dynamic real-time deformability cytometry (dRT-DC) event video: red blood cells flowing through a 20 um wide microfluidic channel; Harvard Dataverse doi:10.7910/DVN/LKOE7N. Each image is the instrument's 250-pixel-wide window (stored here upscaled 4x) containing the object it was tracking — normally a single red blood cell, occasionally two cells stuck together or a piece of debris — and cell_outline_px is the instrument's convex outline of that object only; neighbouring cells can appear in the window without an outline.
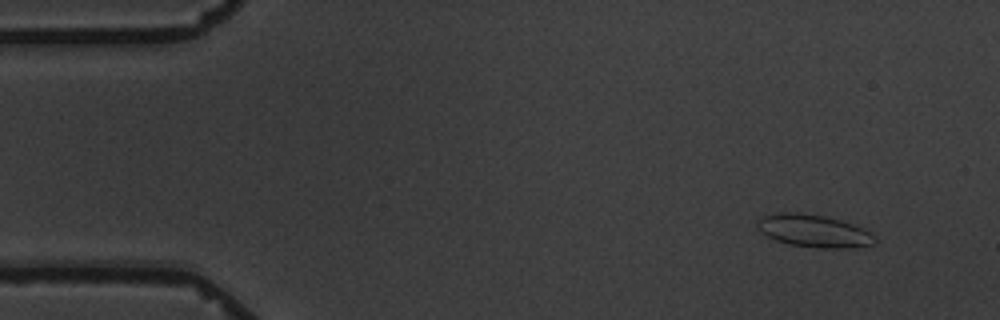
{"species": "common noctule bat (a hibernating species)", "species_latin": "Nyctalus noctula", "temperature_condition": "warm", "stored_images_in_passage": 11, "camera_frame_rate_fps": 3000, "um_per_image_px": 0.085, "animal": {"sex": "male", "body_mass_g": 19.5, "forearm_length_mm": 54.6}, "frame": {"image": 1, "passage_image": 1, "time_ms": 0.0, "image_size_px": [1000, 320], "cell_outline_px": [[876, 240], [872, 244], [844, 248], [820, 248], [788, 244], [776, 240], [768, 236], [756, 228], [756, 220], [764, 216], [784, 212], [800, 212], [824, 216], [840, 220], [852, 224], [876, 236]], "centroid_in_image_um": [69.12, 19.62], "position_along_channel_um": 15.9, "area_um2": 22.02}}
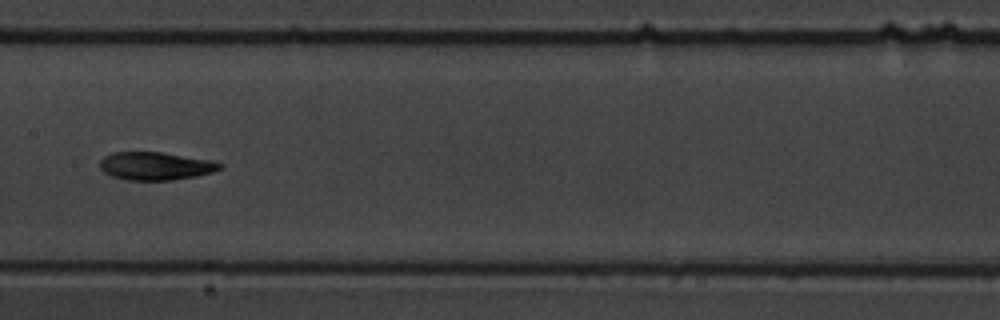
{"frame": {"image": 2, "passage_image": 7, "time_ms": 8.0, "image_size_px": [1000, 320], "cell_outline_px": [[224, 168], [212, 172], [196, 176], [172, 180], [128, 180], [112, 176], [104, 172], [100, 168], [100, 160], [104, 156], [112, 152], [160, 152], [208, 160], [224, 164]], "centroid_in_image_um": [13.21, 14.11], "position_along_channel_um": 194.2, "area_um2": 19.48}}
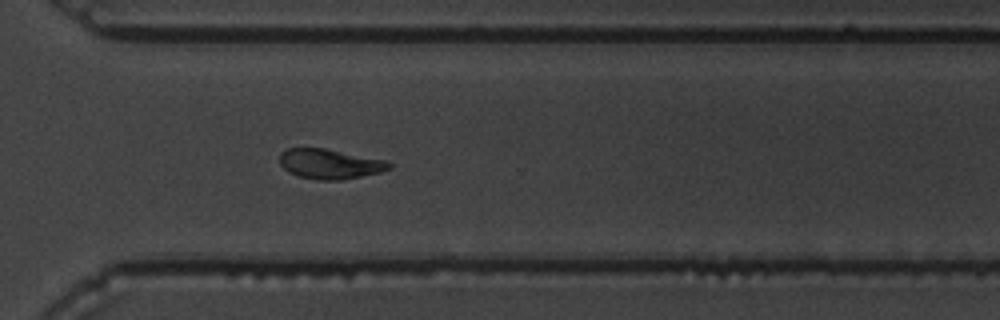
{"frame": {"image": 3, "passage_image": 11, "time_ms": 12.333, "image_size_px": [1000, 320], "cell_outline_px": [[392, 168], [380, 172], [340, 180], [316, 180], [300, 176], [288, 172], [280, 164], [280, 152], [288, 148], [324, 148], [388, 160], [392, 164]], "centroid_in_image_um": [28.05, 13.93], "position_along_channel_um": 342.5, "area_um2": 19.13}}